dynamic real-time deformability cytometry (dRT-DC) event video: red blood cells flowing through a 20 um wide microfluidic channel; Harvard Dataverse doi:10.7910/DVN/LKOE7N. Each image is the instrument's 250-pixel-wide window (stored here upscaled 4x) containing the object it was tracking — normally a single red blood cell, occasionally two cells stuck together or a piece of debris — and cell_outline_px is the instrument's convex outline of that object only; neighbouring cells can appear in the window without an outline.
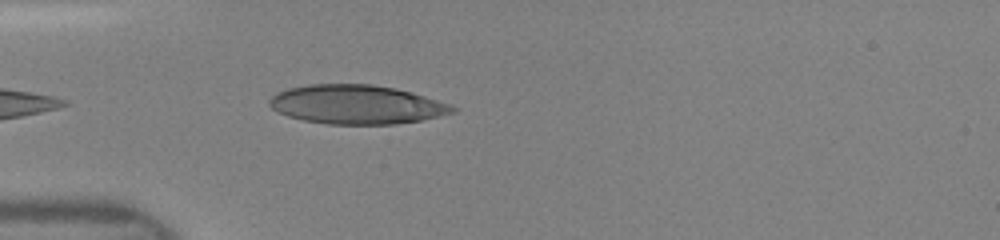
{"species": "human", "species_latin": "Homo sapiens", "temperature_condition": "room temperature", "stored_images_in_passage": 7, "camera_frame_rate_fps": 3000, "um_per_image_px": 0.085, "donor": {"sex": "female"}, "frame": {"image": 1, "passage_image": 3, "time_ms": 0.333, "image_size_px": [1000, 240], "cell_outline_px": [[460, 108], [456, 112], [420, 120], [396, 124], [328, 124], [304, 120], [288, 116], [276, 112], [268, 104], [268, 100], [276, 92], [288, 88], [308, 84], [372, 84], [396, 88], [452, 104]], "centroid_in_image_um": [30.31, 8.88], "position_along_channel_um": 54.7, "area_um2": 41.85}}